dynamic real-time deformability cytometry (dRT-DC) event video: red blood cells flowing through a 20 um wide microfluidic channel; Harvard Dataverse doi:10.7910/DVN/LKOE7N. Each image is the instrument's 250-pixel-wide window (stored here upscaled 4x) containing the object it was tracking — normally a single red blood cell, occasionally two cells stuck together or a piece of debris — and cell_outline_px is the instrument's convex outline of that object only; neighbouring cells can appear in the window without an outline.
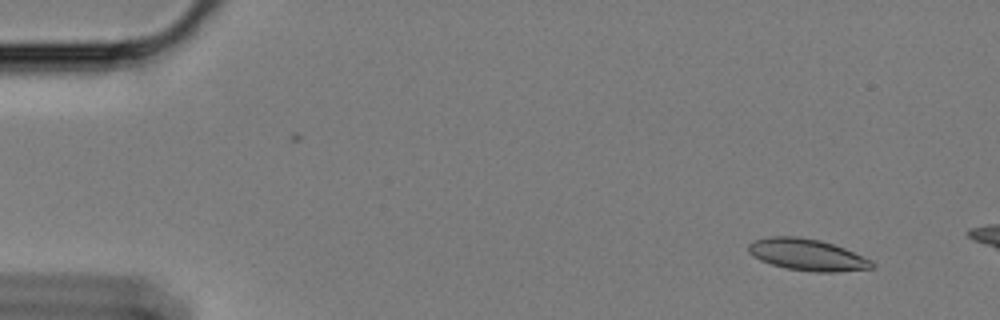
{"species": "Egyptian fruit bat (a non-hibernating species)", "species_latin": "Rousettus aegyptiacus", "temperature_condition": "cold", "stored_images_in_passage": 11, "camera_frame_rate_fps": 3000, "um_per_image_px": 0.085, "animal": {"sex": "female"}, "frame": {"image": 1, "passage_image": 4, "time_ms": 1.0, "image_size_px": [1000, 320], "cell_outline_px": [[876, 264], [872, 268], [836, 272], [816, 272], [788, 268], [772, 264], [760, 260], [752, 256], [748, 252], [748, 244], [756, 240], [768, 236], [796, 236], [820, 240], [844, 248], [872, 260]], "centroid_in_image_um": [68.61, 21.65], "position_along_channel_um": 16.4, "area_um2": 22.66}}